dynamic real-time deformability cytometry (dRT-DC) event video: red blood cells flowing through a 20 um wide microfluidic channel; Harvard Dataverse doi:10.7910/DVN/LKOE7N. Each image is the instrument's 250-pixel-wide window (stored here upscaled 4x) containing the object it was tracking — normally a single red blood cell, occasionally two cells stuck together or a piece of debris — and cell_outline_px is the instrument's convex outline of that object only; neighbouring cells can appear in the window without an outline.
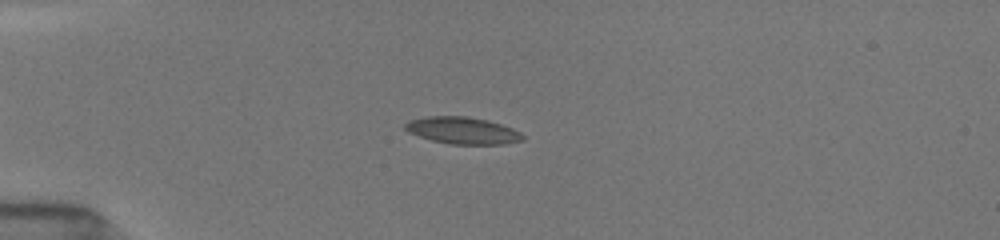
{"species": "common noctule bat (a hibernating species)", "species_latin": "Nyctalus noctula", "temperature_condition": "room temperature", "stored_images_in_passage": 11, "camera_frame_rate_fps": 3000, "um_per_image_px": 0.085, "animal": {"sex": "female", "body_mass_g": 19.5, "forearm_length_mm": 54.1}, "frame": {"image": 1, "passage_image": 7, "time_ms": 3.333, "image_size_px": [1000, 240], "cell_outline_px": [[524, 140], [504, 144], [448, 144], [432, 140], [408, 132], [404, 128], [404, 124], [408, 120], [428, 116], [464, 116], [488, 120], [512, 128], [520, 132], [524, 136]], "centroid_in_image_um": [39.31, 11.09], "position_along_channel_um": 45.7, "area_um2": 18.44}}
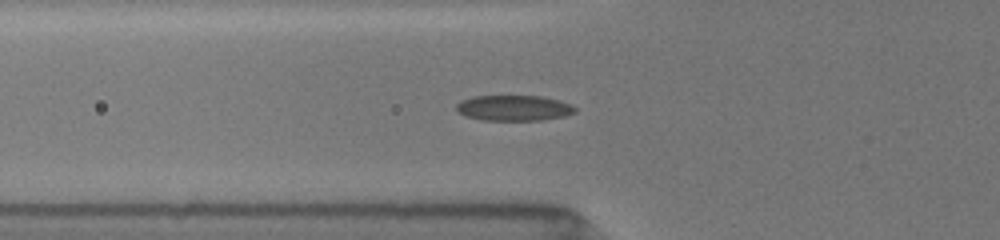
{"frame": {"image": 2, "passage_image": 11, "time_ms": 5.0, "image_size_px": [1000, 240], "cell_outline_px": [[576, 112], [564, 116], [540, 120], [480, 120], [464, 116], [456, 108], [456, 104], [460, 100], [472, 96], [540, 96], [560, 100], [572, 104], [576, 108]], "centroid_in_image_um": [43.67, 9.17], "position_along_channel_um": 82.1, "area_um2": 17.8}}